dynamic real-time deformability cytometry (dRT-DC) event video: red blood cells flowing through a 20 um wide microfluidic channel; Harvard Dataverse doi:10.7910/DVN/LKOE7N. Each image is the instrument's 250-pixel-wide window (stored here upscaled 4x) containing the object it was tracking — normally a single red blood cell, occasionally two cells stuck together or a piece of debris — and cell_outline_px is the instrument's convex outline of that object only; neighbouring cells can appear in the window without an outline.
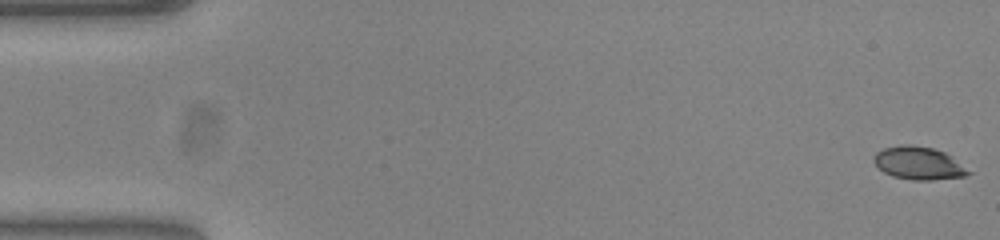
{"species": "common noctule bat (a hibernating species)", "species_latin": "Nyctalus noctula", "temperature_condition": "warm", "stored_images_in_passage": 54, "camera_frame_rate_fps": 3000, "um_per_image_px": 0.085, "animal": {"sex": "female", "body_mass_g": 23.0, "forearm_length_mm": 53.4}, "frame": {"image": 1, "passage_image": 1, "time_ms": 0.0, "image_size_px": [1000, 240], "cell_outline_px": [[972, 172], [964, 176], [932, 180], [912, 180], [892, 176], [884, 172], [872, 160], [876, 152], [884, 148], [900, 144], [912, 144], [932, 148], [944, 152], [952, 156]], "centroid_in_image_um": [78.08, 13.86], "position_along_channel_um": 6.9, "area_um2": 18.15}}
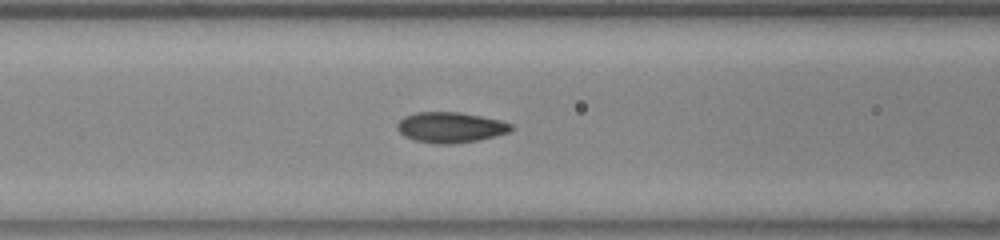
{"frame": {"image": 2, "passage_image": 22, "time_ms": 7.0, "image_size_px": [1000, 240], "cell_outline_px": [[512, 128], [508, 132], [496, 136], [480, 140], [452, 144], [436, 144], [412, 140], [404, 136], [396, 128], [396, 124], [404, 116], [416, 112], [460, 112], [500, 120], [512, 124]], "centroid_in_image_um": [38.26, 10.83], "position_along_channel_um": 128.3, "area_um2": 20.4}}
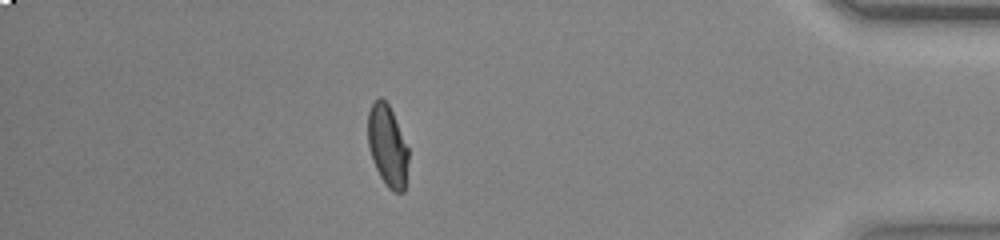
{"frame": {"image": 3, "passage_image": 47, "time_ms": 15.333, "image_size_px": [1000, 240], "cell_outline_px": [[408, 160], [404, 192], [392, 192], [388, 188], [380, 176], [372, 160], [368, 144], [368, 112], [372, 104], [380, 96], [388, 104], [392, 112], [408, 148]], "centroid_in_image_um": [32.93, 12.42], "position_along_channel_um": 402.3, "area_um2": 19.02}, "authors_computed_cell_mechanics": {"area_um2": 19.4497, "velocity_mm_per_s": 3.8345, "shape_relaxation_time_tau1_ms": 8.8108, "shape_relaxation_time_tau2_ms": null, "deformation_change_tau1": 0.2508, "deformation_change_tau2": null}}